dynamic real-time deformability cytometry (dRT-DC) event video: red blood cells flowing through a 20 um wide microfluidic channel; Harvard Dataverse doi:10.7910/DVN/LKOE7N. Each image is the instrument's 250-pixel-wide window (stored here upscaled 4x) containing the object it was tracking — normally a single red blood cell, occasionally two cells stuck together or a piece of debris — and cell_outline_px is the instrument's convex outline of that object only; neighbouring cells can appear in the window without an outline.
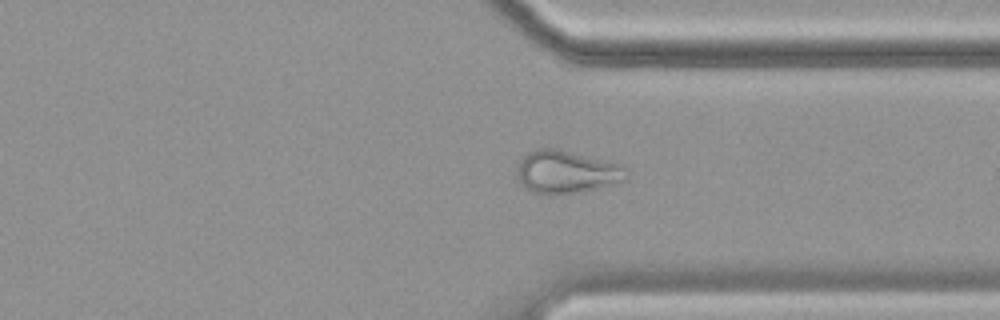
{"species": "common noctule bat (a hibernating species)", "species_latin": "Nyctalus noctula", "temperature_condition": "cold", "stored_images_in_passage": 40, "camera_frame_rate_fps": 3000, "um_per_image_px": 0.085, "animal": {"sex": "female", "body_mass_g": 19.9}, "frame": {"image": 1, "passage_image": 32, "time_ms": 10.333, "image_size_px": [1000, 320], "cell_outline_px": [[628, 176], [624, 180], [596, 188], [576, 192], [532, 192], [516, 180], [520, 160], [528, 152], [536, 148], [556, 148], [620, 164], [628, 168]], "centroid_in_image_um": [48.15, 14.57], "position_along_channel_um": 363.3, "area_um2": 26.65}}
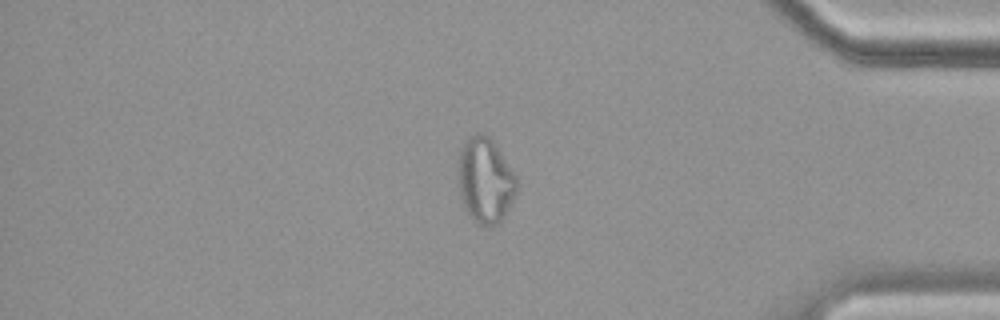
{"frame": {"image": 2, "passage_image": 37, "time_ms": 12.0, "image_size_px": [1000, 320], "cell_outline_px": [[516, 192], [508, 208], [500, 220], [496, 224], [480, 224], [472, 220], [464, 204], [456, 180], [460, 148], [464, 140], [472, 136], [484, 132], [492, 140], [516, 176]], "centroid_in_image_um": [41.2, 15.29], "position_along_channel_um": 394.0, "area_um2": 28.67}, "authors_computed_cell_mechanics": {"area_um2": 21.097, "velocity_mm_per_s": 3.521, "shape_relaxation_time_tau1_ms": null, "shape_relaxation_time_tau2_ms": 2.0587, "deformation_change_tau1": null, "deformation_change_tau2": 0.1033}}